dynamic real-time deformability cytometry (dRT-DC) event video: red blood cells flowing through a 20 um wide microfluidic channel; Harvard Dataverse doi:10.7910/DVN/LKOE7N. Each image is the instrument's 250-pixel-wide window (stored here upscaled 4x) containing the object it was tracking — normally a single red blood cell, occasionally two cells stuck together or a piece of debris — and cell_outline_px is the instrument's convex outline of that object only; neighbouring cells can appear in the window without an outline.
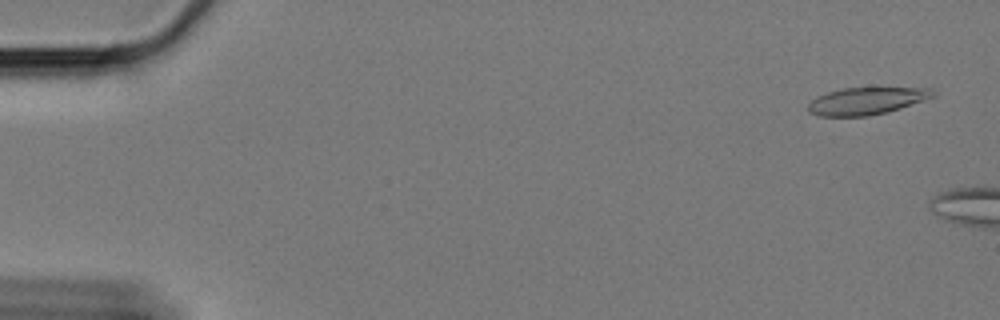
{"species": "Egyptian fruit bat (a non-hibernating species)", "species_latin": "Rousettus aegyptiacus", "temperature_condition": "cold", "stored_images_in_passage": 8, "camera_frame_rate_fps": 3000, "um_per_image_px": 0.085, "animal": {"sex": "female"}, "frame": {"image": 1, "passage_image": 3, "time_ms": 0.667, "image_size_px": [1000, 320], "cell_outline_px": [[936, 96], [900, 108], [868, 116], [820, 116], [808, 112], [808, 104], [812, 100], [828, 92], [844, 88], [932, 88], [936, 92]], "centroid_in_image_um": [73.67, 8.58], "position_along_channel_um": 11.3, "area_um2": 19.54}}